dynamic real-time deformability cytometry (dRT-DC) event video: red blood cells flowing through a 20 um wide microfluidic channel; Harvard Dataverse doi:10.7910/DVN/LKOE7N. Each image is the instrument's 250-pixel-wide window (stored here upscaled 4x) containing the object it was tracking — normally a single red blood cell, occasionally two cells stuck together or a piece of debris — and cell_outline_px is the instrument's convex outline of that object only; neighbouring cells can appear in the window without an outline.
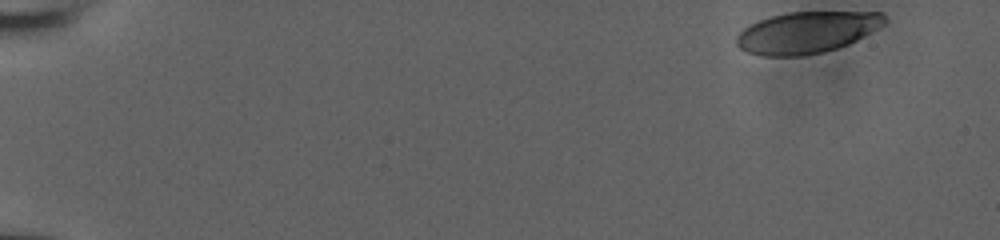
{"species": "human", "species_latin": "Homo sapiens", "temperature_condition": "room temperature", "stored_images_in_passage": 39, "camera_frame_rate_fps": 3000, "um_per_image_px": 0.085, "donor": {"sex": "male"}, "frame": {"image": 1, "passage_image": 1, "time_ms": 0.0, "image_size_px": [1000, 240], "cell_outline_px": [[888, 20], [884, 24], [856, 40], [848, 44], [836, 48], [820, 52], [800, 56], [764, 56], [748, 52], [740, 48], [736, 44], [736, 36], [744, 28], [760, 20], [772, 16], [788, 12], [884, 12]], "centroid_in_image_um": [68.58, 2.74], "position_along_channel_um": 16.4, "area_um2": 35.55}}
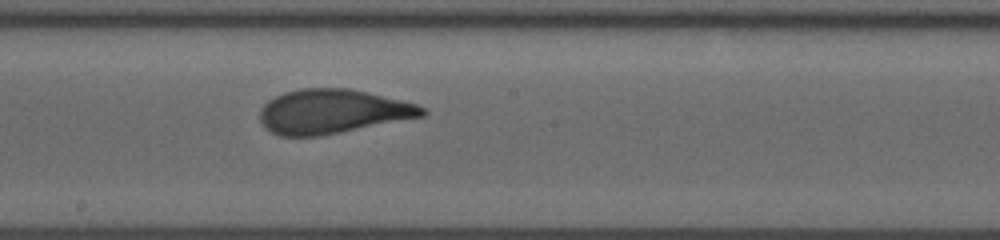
{"frame": {"image": 2, "passage_image": 22, "time_ms": 7.0, "image_size_px": [1000, 240], "cell_outline_px": [[428, 112], [424, 116], [320, 136], [280, 136], [264, 128], [260, 120], [260, 108], [268, 100], [284, 92], [300, 88], [348, 88], [400, 100], [416, 104], [424, 108]], "centroid_in_image_um": [28.22, 9.48], "position_along_channel_um": 220.0, "area_um2": 41.67}}
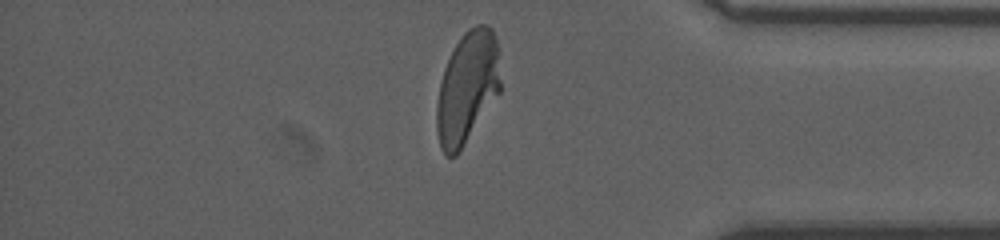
{"frame": {"image": 3, "passage_image": 37, "time_ms": 12.0, "image_size_px": [1000, 240], "cell_outline_px": [[500, 92], [456, 156], [448, 156], [440, 148], [436, 128], [436, 104], [440, 84], [444, 68], [460, 36], [468, 28], [476, 24], [488, 24], [492, 28], [496, 36], [500, 80]], "centroid_in_image_um": [39.71, 7.42], "position_along_channel_um": 395.5, "area_um2": 41.5}, "authors_computed_cell_mechanics": {"area_um2": 41.3848, "velocity_mm_per_s": 3.8446, "shape_relaxation_time_tau1_ms": 5.6808, "shape_relaxation_time_tau2_ms": 0.6769, "deformation_change_tau1": 0.2054, "deformation_change_tau2": 0.0724}}